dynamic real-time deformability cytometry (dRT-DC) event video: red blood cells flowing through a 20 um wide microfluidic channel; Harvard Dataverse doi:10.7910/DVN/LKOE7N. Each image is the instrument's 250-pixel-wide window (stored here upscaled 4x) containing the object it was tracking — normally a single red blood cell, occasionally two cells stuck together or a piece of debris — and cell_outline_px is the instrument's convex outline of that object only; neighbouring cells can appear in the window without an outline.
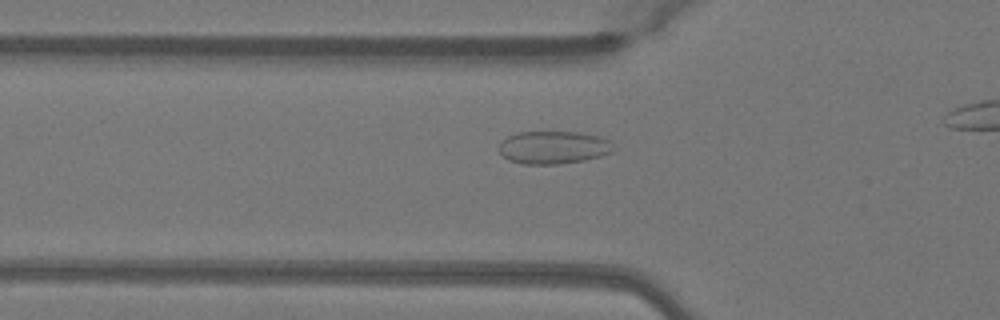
{"species": "Egyptian fruit bat (a non-hibernating species)", "species_latin": "Rousettus aegyptiacus", "temperature_condition": "warm", "stored_images_in_passage": 34, "camera_frame_rate_fps": 3000, "um_per_image_px": 0.085, "animal": {"sex": "female"}, "frame": {"image": 1, "passage_image": 10, "time_ms": 3.0, "image_size_px": [1000, 320], "cell_outline_px": [[612, 152], [600, 156], [584, 160], [560, 164], [520, 164], [508, 160], [500, 152], [500, 140], [516, 132], [580, 132], [600, 136], [608, 140]], "centroid_in_image_um": [46.99, 12.53], "position_along_channel_um": 78.8, "area_um2": 21.85}}
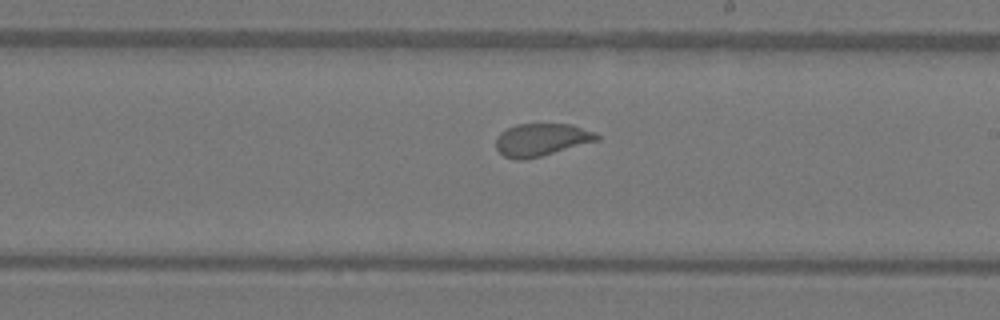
{"frame": {"image": 2, "passage_image": 22, "time_ms": 7.0, "image_size_px": [1000, 320], "cell_outline_px": [[600, 140], [540, 156], [524, 160], [516, 160], [504, 156], [496, 148], [496, 140], [500, 132], [516, 124], [572, 124], [592, 132], [600, 136]], "centroid_in_image_um": [46.0, 11.88], "position_along_channel_um": 243.0, "area_um2": 19.02}}
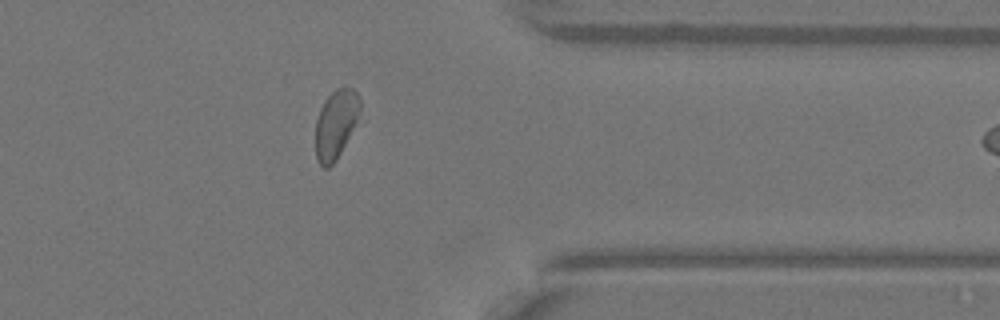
{"frame": {"image": 3, "passage_image": 33, "time_ms": 10.667, "image_size_px": [1000, 320], "cell_outline_px": [[360, 112], [336, 160], [328, 168], [324, 168], [316, 160], [316, 120], [320, 108], [324, 100], [336, 88], [344, 84], [352, 88], [356, 92], [360, 100]], "centroid_in_image_um": [28.52, 10.5], "position_along_channel_um": 382.9, "area_um2": 17.63}}